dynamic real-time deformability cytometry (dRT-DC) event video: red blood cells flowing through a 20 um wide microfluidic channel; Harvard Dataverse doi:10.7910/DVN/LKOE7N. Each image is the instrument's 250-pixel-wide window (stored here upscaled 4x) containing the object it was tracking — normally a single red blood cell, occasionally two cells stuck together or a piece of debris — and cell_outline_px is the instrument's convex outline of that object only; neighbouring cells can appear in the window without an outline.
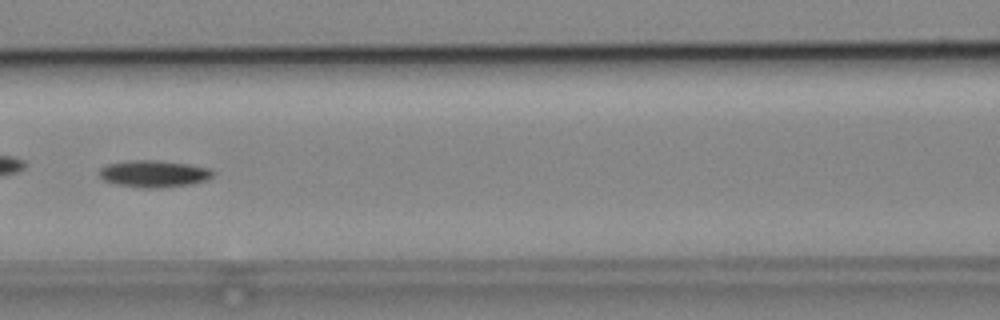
{"species": "common noctule bat (a hibernating species)", "species_latin": "Nyctalus noctula", "temperature_condition": "cold", "stored_images_in_passage": 6, "camera_frame_rate_fps": 3000, "um_per_image_px": 0.085, "animal": {"sex": "male", "body_mass_g": 19.2, "forearm_length_mm": 51.8}, "frame": {"image": 1, "passage_image": 6, "time_ms": 5.667, "image_size_px": [1000, 320], "cell_outline_px": [[216, 172], [208, 180], [192, 184], [160, 188], [140, 188], [116, 184], [104, 180], [100, 176], [100, 168], [108, 164], [128, 160], [156, 160], [188, 164], [208, 168]], "centroid_in_image_um": [13.1, 14.77], "position_along_channel_um": 153.5, "area_um2": 17.92}}